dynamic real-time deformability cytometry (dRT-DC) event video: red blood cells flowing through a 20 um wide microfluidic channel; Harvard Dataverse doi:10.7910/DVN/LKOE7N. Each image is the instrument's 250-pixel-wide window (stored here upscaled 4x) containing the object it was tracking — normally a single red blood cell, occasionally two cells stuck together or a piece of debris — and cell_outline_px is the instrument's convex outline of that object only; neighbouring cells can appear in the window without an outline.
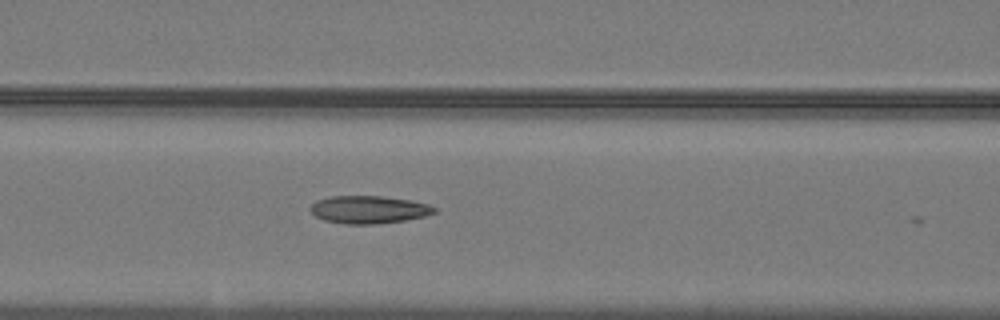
{"species": "common noctule bat (a hibernating species)", "species_latin": "Nyctalus noctula", "temperature_condition": "warm", "stored_images_in_passage": 26, "camera_frame_rate_fps": 3000, "um_per_image_px": 0.085, "animal": {"sex": "male", "body_mass_g": 19.2, "forearm_length_mm": 51.8}, "frame": {"image": 1, "passage_image": 22, "time_ms": 7.0, "image_size_px": [1000, 320], "cell_outline_px": [[436, 212], [424, 216], [404, 220], [376, 224], [348, 224], [324, 220], [316, 216], [308, 208], [316, 200], [328, 196], [380, 196], [408, 200], [428, 204], [436, 208]], "centroid_in_image_um": [31.31, 17.81], "position_along_channel_um": 135.3, "area_um2": 19.88}}
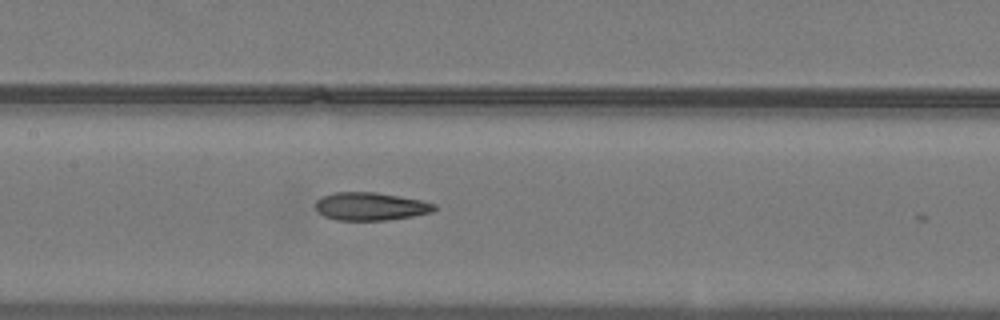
{"frame": {"image": 2, "passage_image": 25, "time_ms": 8.0, "image_size_px": [1000, 320], "cell_outline_px": [[436, 208], [432, 212], [412, 216], [388, 220], [336, 220], [324, 216], [316, 208], [316, 200], [320, 196], [332, 192], [376, 192], [400, 196], [420, 200], [436, 204]], "centroid_in_image_um": [31.48, 17.53], "position_along_channel_um": 175.9, "area_um2": 19.42}}